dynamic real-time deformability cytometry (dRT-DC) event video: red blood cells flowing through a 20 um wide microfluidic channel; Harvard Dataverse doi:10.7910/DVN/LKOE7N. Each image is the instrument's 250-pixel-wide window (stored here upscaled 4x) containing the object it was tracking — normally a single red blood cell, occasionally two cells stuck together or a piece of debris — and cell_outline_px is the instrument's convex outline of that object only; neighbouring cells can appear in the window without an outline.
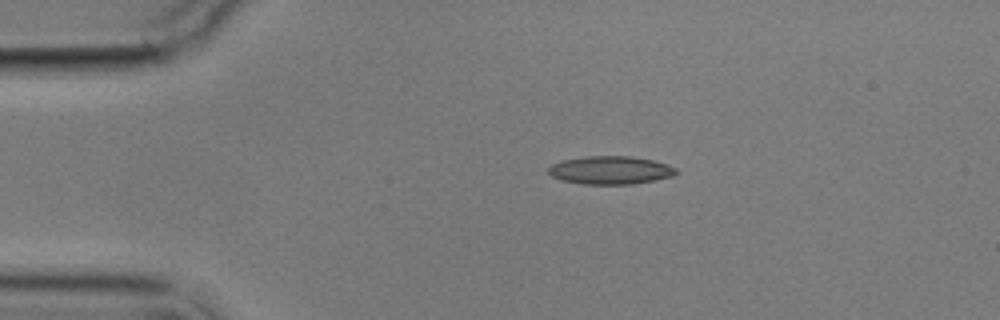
{"species": "common noctule bat (a hibernating species)", "species_latin": "Nyctalus noctula", "temperature_condition": "cold", "stored_images_in_passage": 2, "camera_frame_rate_fps": 3000, "um_per_image_px": 0.085, "animal": {"sex": "male", "body_mass_g": 17.9}, "frame": {"image": 1, "passage_image": 1, "time_ms": 0.0, "image_size_px": [1000, 320], "cell_outline_px": [[680, 172], [672, 176], [656, 180], [632, 184], [584, 184], [560, 180], [552, 176], [548, 172], [548, 168], [552, 164], [564, 160], [588, 156], [632, 156], [652, 160], [676, 168]], "centroid_in_image_um": [51.89, 14.47], "position_along_channel_um": 33.1, "area_um2": 20.87}}